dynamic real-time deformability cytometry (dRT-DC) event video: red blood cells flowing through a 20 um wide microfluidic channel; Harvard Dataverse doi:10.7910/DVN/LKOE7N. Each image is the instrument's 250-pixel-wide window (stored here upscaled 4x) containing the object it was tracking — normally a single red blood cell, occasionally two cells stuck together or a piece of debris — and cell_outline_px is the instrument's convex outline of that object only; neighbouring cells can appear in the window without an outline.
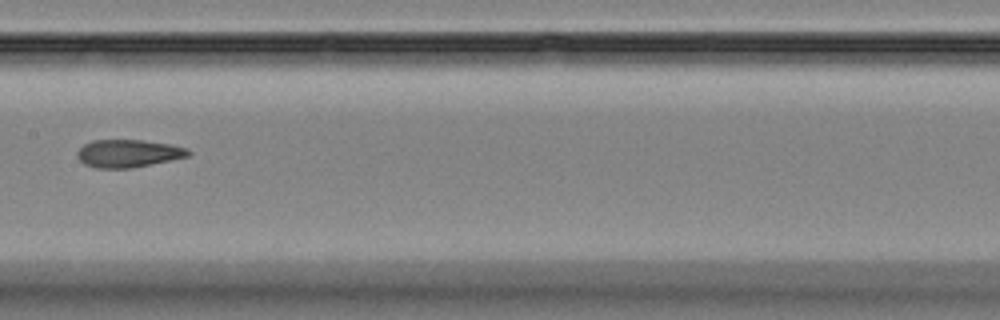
{"species": "Egyptian fruit bat (a non-hibernating species)", "species_latin": "Rousettus aegyptiacus", "temperature_condition": "room temperature", "stored_images_in_passage": 12, "camera_frame_rate_fps": 3000, "um_per_image_px": 0.085, "animal": {"sex": "female"}, "frame": {"image": 1, "passage_image": 6, "time_ms": 7.0, "image_size_px": [1000, 320], "cell_outline_px": [[192, 152], [188, 156], [132, 168], [96, 168], [84, 164], [76, 156], [76, 152], [84, 144], [92, 140], [140, 140], [168, 144], [184, 148]], "centroid_in_image_um": [10.84, 13.04], "position_along_channel_um": 196.6, "area_um2": 17.74}}
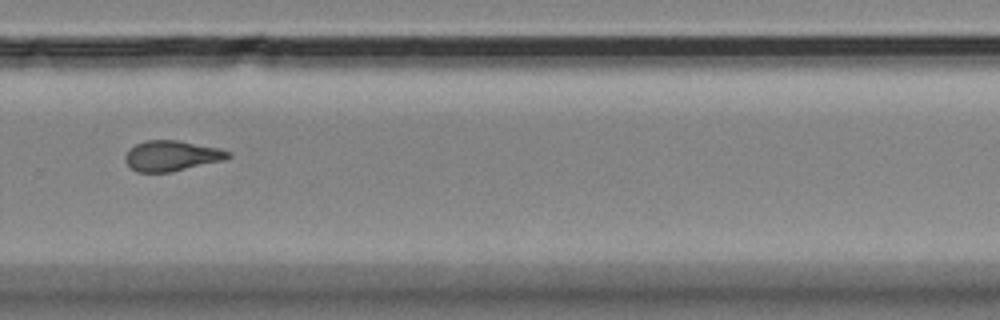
{"frame": {"image": 2, "passage_image": 9, "time_ms": 10.333, "image_size_px": [1000, 320], "cell_outline_px": [[232, 156], [224, 160], [168, 172], [136, 172], [124, 160], [124, 156], [136, 144], [144, 140], [180, 140], [220, 148], [232, 152]], "centroid_in_image_um": [14.62, 13.23], "position_along_channel_um": 315.2, "area_um2": 18.21}}
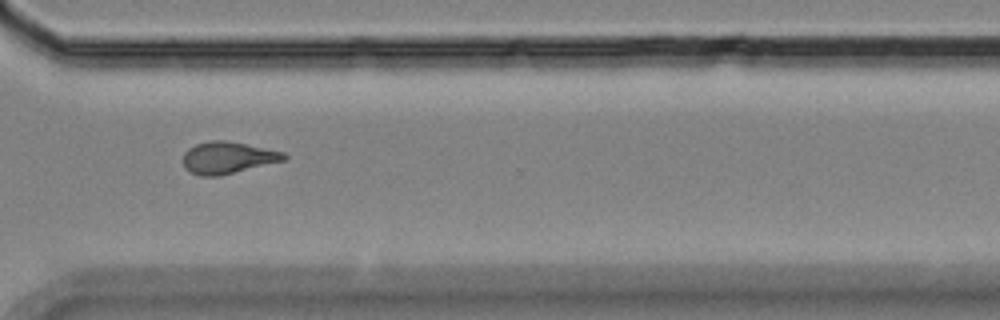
{"frame": {"image": 3, "passage_image": 10, "time_ms": 11.333, "image_size_px": [1000, 320], "cell_outline_px": [[288, 156], [284, 160], [220, 176], [200, 176], [184, 168], [184, 152], [188, 148], [196, 144], [208, 140], [224, 140], [284, 152]], "centroid_in_image_um": [19.33, 13.4], "position_along_channel_um": 351.3, "area_um2": 18.55}, "authors_computed_cell_mechanics": {"area_um2": 18.6405, "velocity_mm_per_s": 3.5829, "shape_relaxation_time_tau1_ms": null, "shape_relaxation_time_tau2_ms": 1.8563, "deformation_change_tau1": null, "deformation_change_tau2": 0.0773}}